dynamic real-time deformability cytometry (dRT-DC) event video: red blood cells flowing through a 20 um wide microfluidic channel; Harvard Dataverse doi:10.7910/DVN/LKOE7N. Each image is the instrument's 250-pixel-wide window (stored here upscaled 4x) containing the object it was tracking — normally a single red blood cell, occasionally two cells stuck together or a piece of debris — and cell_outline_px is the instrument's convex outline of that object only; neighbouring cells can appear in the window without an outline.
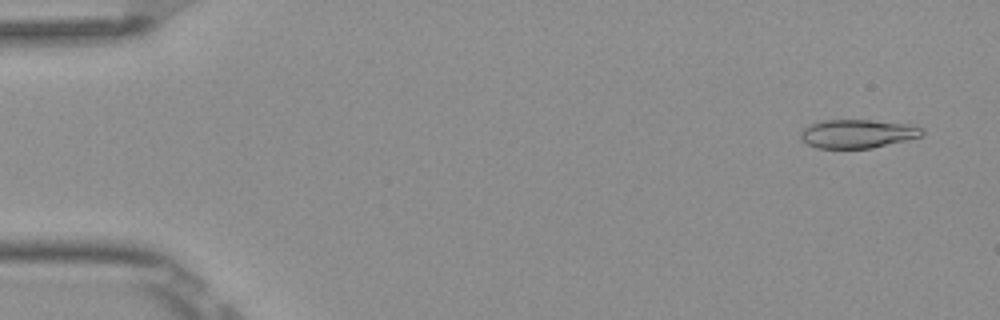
{"species": "Egyptian fruit bat (a non-hibernating species)", "species_latin": "Rousettus aegyptiacus", "temperature_condition": "room temperature", "stored_images_in_passage": 8, "camera_frame_rate_fps": 3000, "um_per_image_px": 0.085, "frame": {"image": 1, "passage_image": 1, "time_ms": 0.0, "image_size_px": [1000, 320], "cell_outline_px": [[924, 136], [872, 148], [816, 148], [808, 144], [800, 136], [800, 132], [808, 124], [824, 120], [872, 120], [912, 124], [924, 128]], "centroid_in_image_um": [72.94, 11.36], "position_along_channel_um": 12.1, "area_um2": 20.46}}
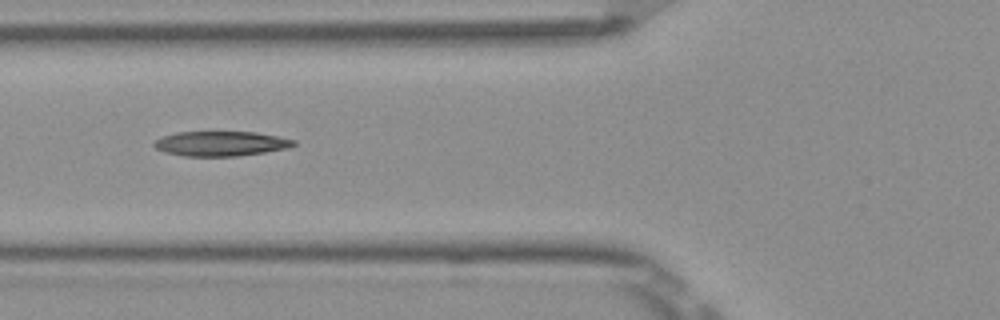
{"frame": {"image": 2, "passage_image": 6, "time_ms": 1.667, "image_size_px": [1000, 320], "cell_outline_px": [[296, 144], [288, 148], [264, 152], [236, 156], [184, 156], [164, 152], [156, 148], [152, 144], [156, 140], [164, 136], [176, 132], [256, 132], [296, 140]], "centroid_in_image_um": [18.77, 12.21], "position_along_channel_um": 107.0, "area_um2": 20.06}}
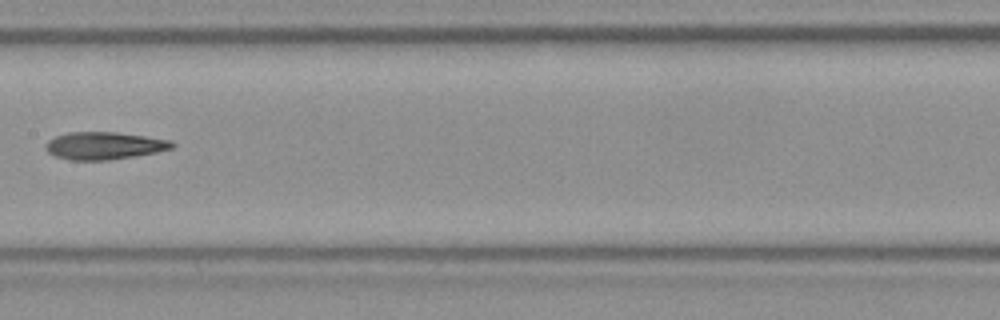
{"frame": {"image": 3, "passage_image": 8, "time_ms": 2.333, "image_size_px": [1000, 320], "cell_outline_px": [[176, 144], [172, 148], [156, 152], [136, 156], [108, 160], [68, 160], [56, 156], [48, 152], [44, 148], [44, 144], [48, 140], [56, 136], [68, 132], [116, 132], [172, 140]], "centroid_in_image_um": [8.84, 12.38], "position_along_channel_um": 198.6, "area_um2": 20.35}}